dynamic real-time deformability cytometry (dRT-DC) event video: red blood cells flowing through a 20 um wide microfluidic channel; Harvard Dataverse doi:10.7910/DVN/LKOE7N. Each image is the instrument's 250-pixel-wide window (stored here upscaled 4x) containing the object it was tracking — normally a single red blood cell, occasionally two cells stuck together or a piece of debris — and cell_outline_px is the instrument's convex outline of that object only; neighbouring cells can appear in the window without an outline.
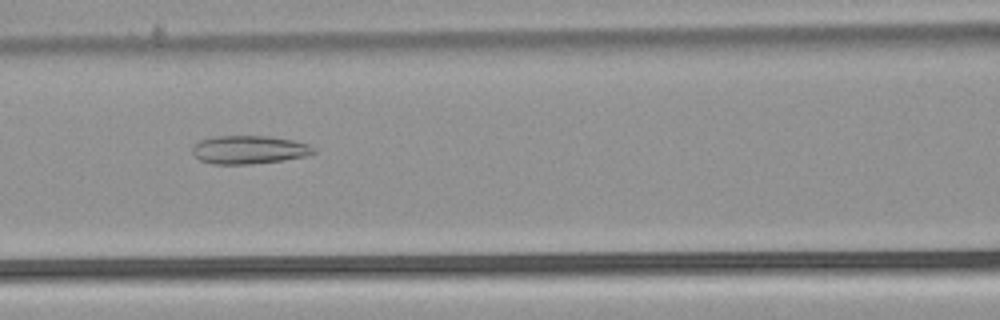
{"species": "common noctule bat (a hibernating species)", "species_latin": "Nyctalus noctula", "temperature_condition": "warm", "stored_images_in_passage": 45, "camera_frame_rate_fps": 3000, "um_per_image_px": 0.085, "animal": {"sex": "male", "body_mass_g": 21.5, "forearm_length_mm": 52.0}, "frame": {"image": 1, "passage_image": 16, "time_ms": 5.0, "image_size_px": [1000, 320], "cell_outline_px": [[316, 152], [304, 156], [280, 160], [252, 164], [212, 164], [200, 160], [192, 152], [192, 148], [200, 140], [216, 136], [268, 136], [292, 140], [308, 144], [316, 148]], "centroid_in_image_um": [21.17, 12.72], "position_along_channel_um": 145.4, "area_um2": 19.83}}
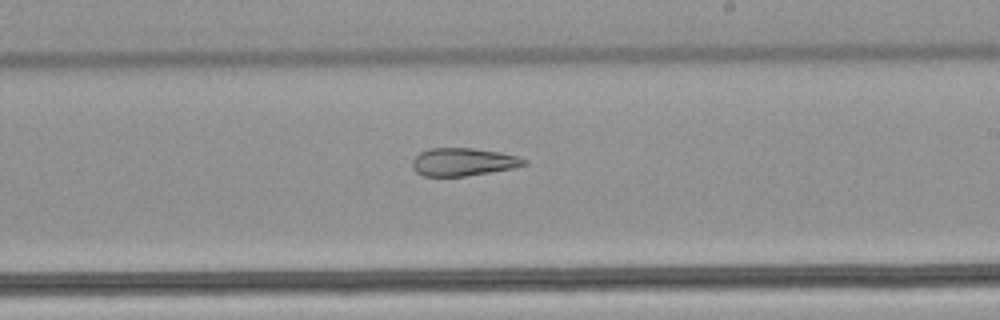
{"frame": {"image": 2, "passage_image": 24, "time_ms": 7.667, "image_size_px": [1000, 320], "cell_outline_px": [[528, 164], [512, 168], [464, 176], [424, 176], [416, 172], [412, 168], [412, 160], [420, 152], [428, 148], [472, 148], [500, 152], [520, 156], [528, 160]], "centroid_in_image_um": [39.37, 13.75], "position_along_channel_um": 249.6, "area_um2": 18.21}}
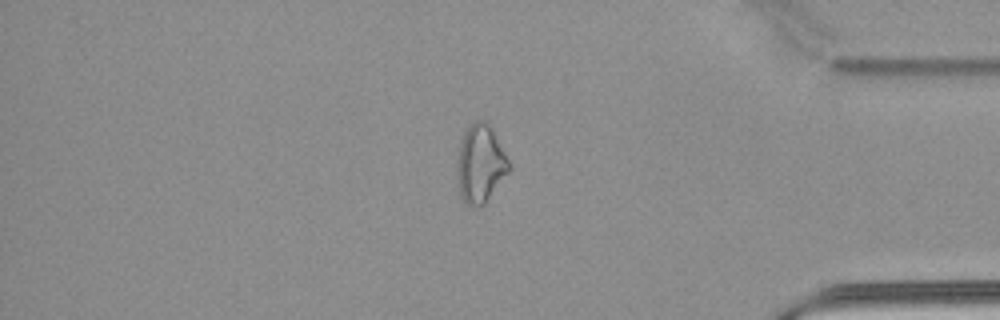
{"frame": {"image": 3, "passage_image": 37, "time_ms": 12.0, "image_size_px": [1000, 320], "cell_outline_px": [[512, 168], [484, 204], [476, 208], [468, 204], [460, 196], [460, 140], [468, 124], [476, 120], [484, 120], [492, 124], [512, 164]], "centroid_in_image_um": [40.93, 13.84], "position_along_channel_um": 394.3, "area_um2": 23.52}, "authors_computed_cell_mechanics": {"area_um2": 22.6576, "velocity_mm_per_s": 3.9254, "shape_relaxation_time_tau1_ms": null, "shape_relaxation_time_tau2_ms": 4.3147, "deformation_change_tau1": null, "deformation_change_tau2": 0.1466}}